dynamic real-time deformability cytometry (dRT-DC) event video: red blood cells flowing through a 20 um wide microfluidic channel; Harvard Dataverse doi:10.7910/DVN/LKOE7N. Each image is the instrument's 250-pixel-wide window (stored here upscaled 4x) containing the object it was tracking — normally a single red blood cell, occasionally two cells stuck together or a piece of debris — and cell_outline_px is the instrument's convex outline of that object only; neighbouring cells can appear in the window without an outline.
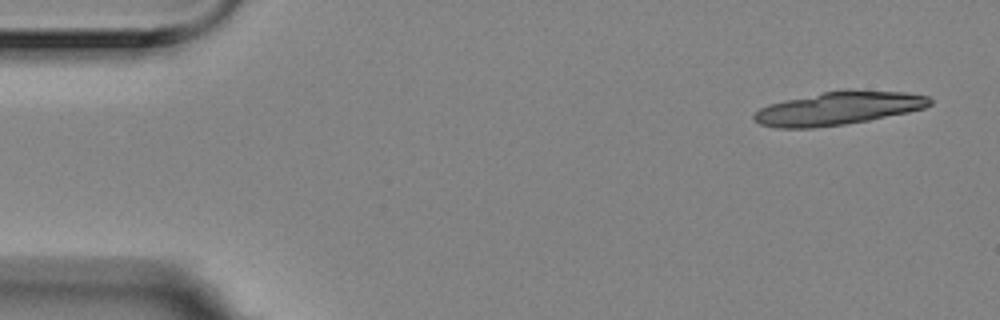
{"species": "Egyptian fruit bat (a non-hibernating species)", "species_latin": "Rousettus aegyptiacus", "temperature_condition": "room temperature", "stored_images_in_passage": 4, "camera_frame_rate_fps": 3000, "um_per_image_px": 0.085, "animal": {"sex": "female"}, "frame": {"image": 1, "passage_image": 1, "time_ms": 0.0, "image_size_px": [1000, 320], "cell_outline_px": [[932, 104], [924, 108], [908, 112], [868, 120], [844, 124], [812, 128], [776, 128], [760, 124], [752, 120], [752, 116], [760, 108], [768, 104], [784, 100], [824, 92], [904, 92], [928, 96], [932, 100]], "centroid_in_image_um": [71.19, 9.24], "position_along_channel_um": 13.8, "area_um2": 33.12}}